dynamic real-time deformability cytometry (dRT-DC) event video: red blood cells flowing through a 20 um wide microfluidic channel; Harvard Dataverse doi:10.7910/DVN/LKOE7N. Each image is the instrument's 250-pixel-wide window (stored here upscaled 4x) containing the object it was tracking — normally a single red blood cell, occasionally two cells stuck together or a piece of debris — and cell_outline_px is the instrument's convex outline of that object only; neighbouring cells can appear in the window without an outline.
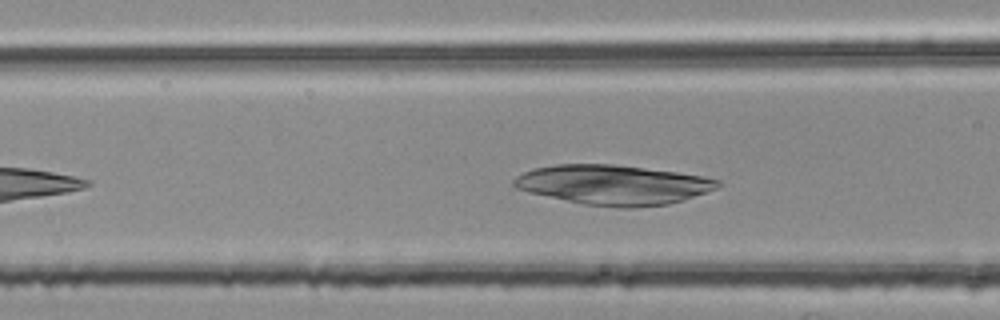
{"species": "common noctule bat (a hibernating species)", "species_latin": "Nyctalus noctula", "temperature_condition": "room temperature", "stored_images_in_passage": 35, "camera_frame_rate_fps": 3000, "um_per_image_px": 0.085, "animal": {"sex": "female", "body_mass_g": 25.1}, "frame": {"image": 1, "passage_image": 9, "time_ms": 2.667, "image_size_px": [1000, 320], "cell_outline_px": [[720, 184], [716, 188], [708, 192], [684, 200], [668, 204], [632, 208], [620, 208], [584, 204], [528, 192], [516, 188], [512, 184], [512, 180], [516, 176], [532, 168], [556, 164], [612, 164], [676, 172], [704, 176], [720, 180]], "centroid_in_image_um": [52.12, 15.71], "position_along_channel_um": 114.5, "area_um2": 47.22}}
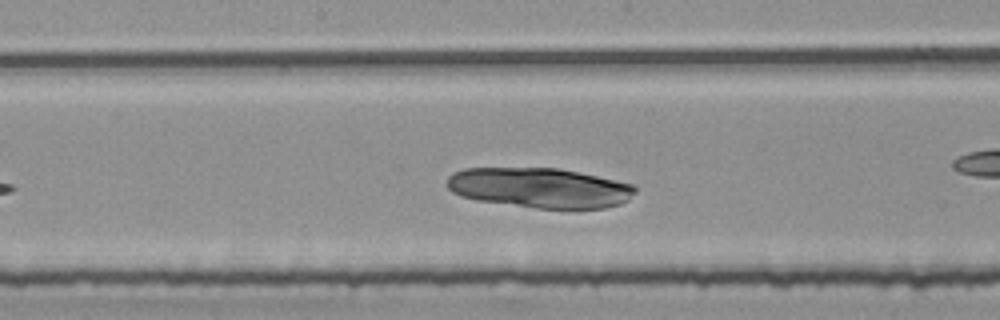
{"frame": {"image": 2, "passage_image": 16, "time_ms": 5.0, "image_size_px": [1000, 320], "cell_outline_px": [[636, 192], [628, 200], [620, 204], [604, 208], [536, 208], [476, 200], [460, 196], [452, 192], [448, 188], [448, 176], [452, 172], [464, 168], [560, 168], [632, 184], [636, 188]], "centroid_in_image_um": [45.84, 15.96], "position_along_channel_um": 202.4, "area_um2": 43.81}}
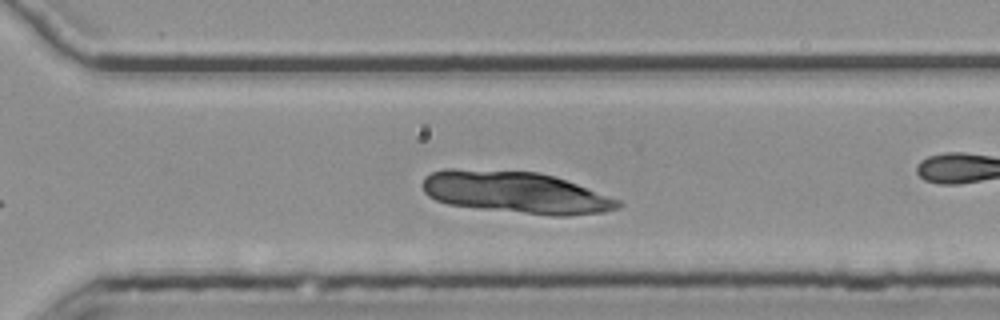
{"frame": {"image": 3, "passage_image": 26, "time_ms": 8.333, "image_size_px": [1000, 320], "cell_outline_px": [[624, 204], [620, 208], [604, 212], [568, 216], [552, 216], [448, 204], [436, 200], [428, 196], [424, 192], [424, 176], [432, 172], [444, 168], [456, 168], [540, 172], [588, 188], [620, 200]], "centroid_in_image_um": [43.84, 16.35], "position_along_channel_um": 326.8, "area_um2": 47.57}}